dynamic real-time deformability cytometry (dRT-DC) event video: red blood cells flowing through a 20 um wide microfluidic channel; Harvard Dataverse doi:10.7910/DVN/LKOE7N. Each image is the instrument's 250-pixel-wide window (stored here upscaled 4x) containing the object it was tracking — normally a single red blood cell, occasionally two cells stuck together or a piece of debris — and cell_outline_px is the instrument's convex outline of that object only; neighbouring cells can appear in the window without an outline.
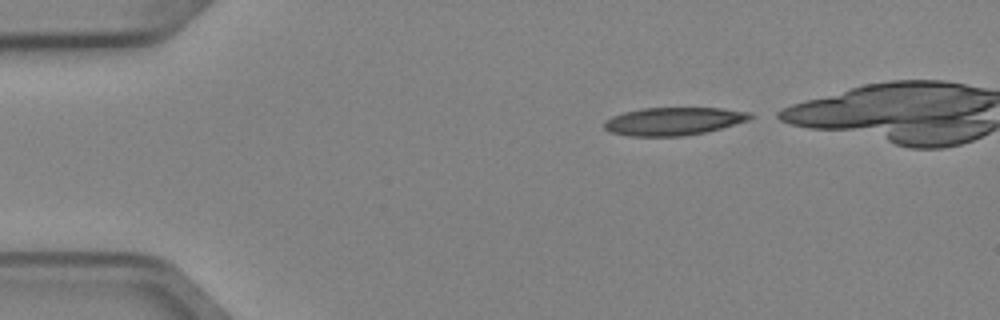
{"species": "Egyptian fruit bat (a non-hibernating species)", "species_latin": "Rousettus aegyptiacus", "temperature_condition": "cold", "stored_images_in_passage": 5, "camera_frame_rate_fps": 3000, "um_per_image_px": 0.085, "animal": {"sex": "female"}, "frame": {"image": 1, "passage_image": 1, "time_ms": 0.0, "image_size_px": [1000, 320], "cell_outline_px": [[756, 116], [748, 120], [720, 128], [704, 132], [680, 136], [628, 136], [608, 132], [604, 128], [604, 120], [612, 116], [624, 112], [644, 108], [720, 108], [752, 112]], "centroid_in_image_um": [57.23, 10.3], "position_along_channel_um": 27.8, "area_um2": 23.76}}
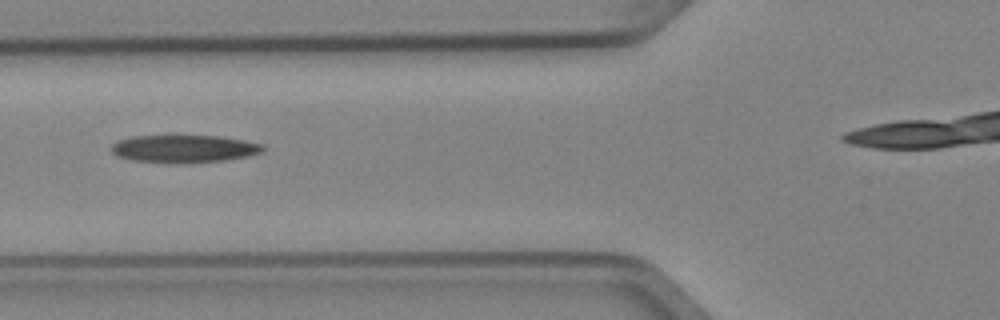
{"frame": {"image": 2, "passage_image": 4, "time_ms": 1.0, "image_size_px": [1000, 320], "cell_outline_px": [[264, 152], [248, 156], [224, 160], [136, 160], [116, 156], [112, 152], [112, 144], [120, 140], [132, 136], [172, 132], [220, 136], [244, 140], [264, 144]], "centroid_in_image_um": [15.67, 12.53], "position_along_channel_um": 110.1, "area_um2": 24.39}}